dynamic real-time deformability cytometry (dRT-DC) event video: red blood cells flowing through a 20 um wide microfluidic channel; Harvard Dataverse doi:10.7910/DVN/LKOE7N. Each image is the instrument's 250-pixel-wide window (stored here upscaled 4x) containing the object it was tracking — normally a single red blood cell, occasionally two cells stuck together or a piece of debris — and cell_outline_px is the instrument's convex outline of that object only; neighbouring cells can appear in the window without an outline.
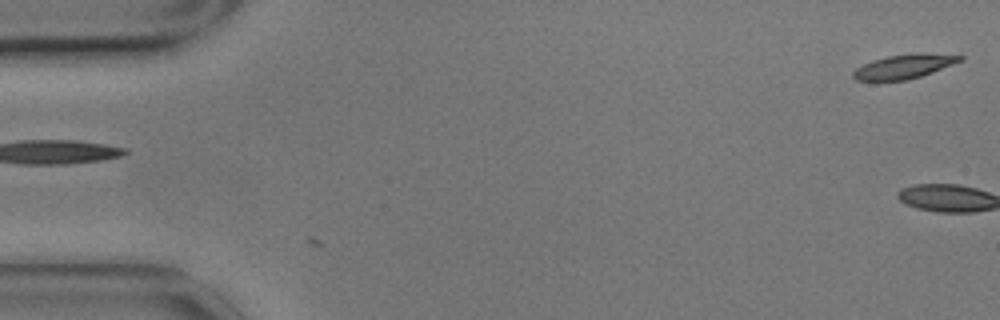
{"species": "common noctule bat (a hibernating species)", "species_latin": "Nyctalus noctula", "temperature_condition": "cold", "stored_images_in_passage": 3, "camera_frame_rate_fps": 3000, "um_per_image_px": 0.085, "animal": {"sex": "male", "body_mass_g": 17.9}, "frame": {"image": 1, "passage_image": 3, "time_ms": 0.667, "image_size_px": [1000, 320], "cell_outline_px": [[964, 60], [932, 72], [908, 80], [856, 80], [852, 76], [852, 72], [856, 68], [872, 60], [888, 56], [920, 52], [964, 56]], "centroid_in_image_um": [76.86, 5.64], "position_along_channel_um": 8.1, "area_um2": 14.97}}